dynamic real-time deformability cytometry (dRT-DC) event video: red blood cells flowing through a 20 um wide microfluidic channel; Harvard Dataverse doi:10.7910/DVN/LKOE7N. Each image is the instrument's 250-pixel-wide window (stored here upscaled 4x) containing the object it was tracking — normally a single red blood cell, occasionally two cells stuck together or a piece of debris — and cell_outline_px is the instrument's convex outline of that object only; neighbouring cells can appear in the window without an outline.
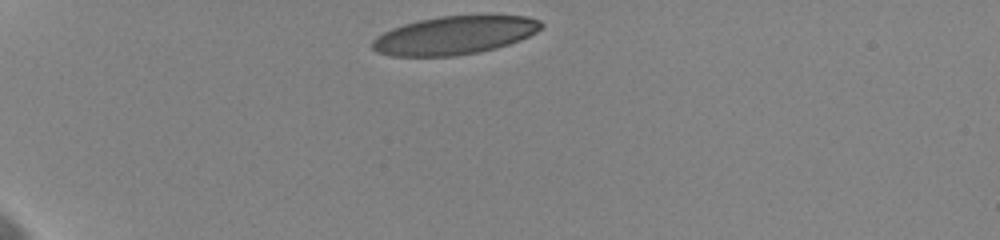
{"species": "human", "species_latin": "Homo sapiens", "temperature_condition": "cold", "stored_images_in_passage": 33, "camera_frame_rate_fps": 3000, "um_per_image_px": 0.085, "donor": {"sex": "female"}, "frame": {"image": 1, "passage_image": 1, "time_ms": 0.0, "image_size_px": [1000, 240], "cell_outline_px": [[544, 24], [536, 32], [520, 40], [496, 48], [476, 52], [452, 56], [392, 56], [376, 52], [372, 48], [372, 40], [376, 36], [392, 28], [404, 24], [420, 20], [440, 16], [528, 16], [540, 20]], "centroid_in_image_um": [38.61, 3.0], "position_along_channel_um": 46.4, "area_um2": 37.4}}
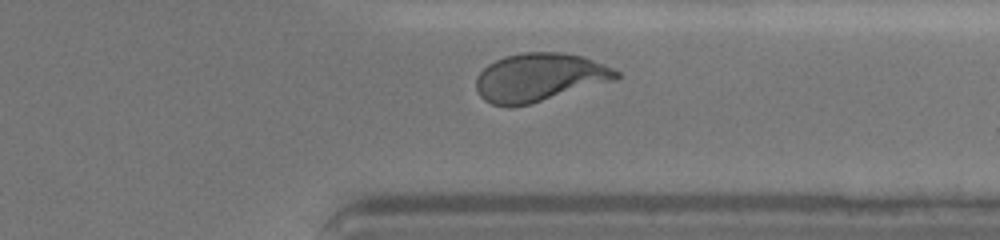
{"frame": {"image": 2, "passage_image": 27, "time_ms": 10.333, "image_size_px": [1000, 240], "cell_outline_px": [[620, 76], [616, 80], [528, 104], [512, 108], [508, 108], [492, 104], [484, 100], [480, 96], [476, 88], [476, 76], [488, 64], [504, 56], [524, 52], [560, 52], [584, 56], [612, 68], [620, 72]], "centroid_in_image_um": [45.83, 6.58], "position_along_channel_um": 365.6, "area_um2": 39.48}, "authors_computed_cell_mechanics": {"area_um2": 39.2462, "velocity_mm_per_s": 3.5802, "shape_relaxation_time_tau1_ms": 5.2785, "shape_relaxation_time_tau2_ms": 0.6421, "deformation_change_tau1": 0.1858, "deformation_change_tau2": 0.059}}